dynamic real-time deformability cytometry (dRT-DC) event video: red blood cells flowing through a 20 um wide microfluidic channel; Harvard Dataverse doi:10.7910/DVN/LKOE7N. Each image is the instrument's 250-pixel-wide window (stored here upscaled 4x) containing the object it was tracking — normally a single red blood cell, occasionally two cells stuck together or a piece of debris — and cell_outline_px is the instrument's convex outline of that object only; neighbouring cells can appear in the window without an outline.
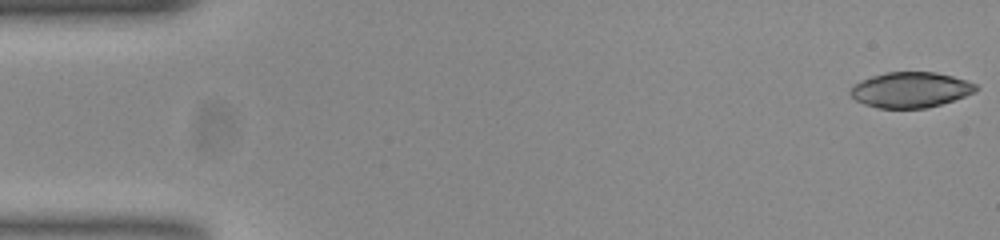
{"species": "common noctule bat (a hibernating species)", "species_latin": "Nyctalus noctula", "temperature_condition": "room temperature", "stored_images_in_passage": 53, "camera_frame_rate_fps": 3000, "um_per_image_px": 0.085, "animal": {"sex": "female", "body_mass_g": 23.0, "forearm_length_mm": 53.4}, "frame": {"image": 1, "passage_image": 1, "time_ms": 0.0, "image_size_px": [1000, 240], "cell_outline_px": [[980, 88], [976, 92], [928, 108], [876, 108], [864, 104], [856, 100], [848, 92], [852, 84], [860, 80], [884, 72], [936, 72], [952, 76], [976, 84]], "centroid_in_image_um": [77.36, 7.63], "position_along_channel_um": 7.6, "area_um2": 26.07}}
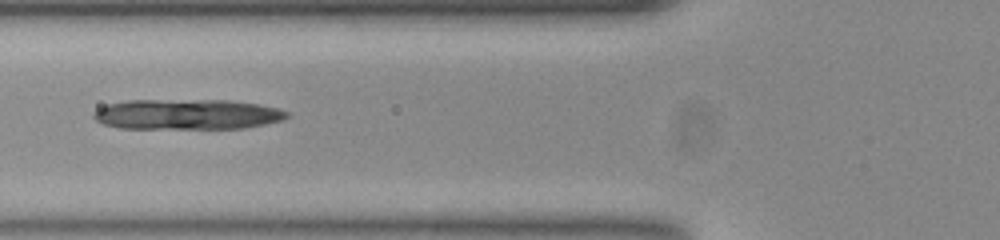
{"frame": {"image": 2, "passage_image": 20, "time_ms": 6.333, "image_size_px": [1000, 240], "cell_outline_px": [[288, 116], [284, 120], [244, 128], [120, 128], [104, 124], [96, 120], [92, 116], [92, 112], [108, 104], [128, 100], [228, 100], [260, 104], [276, 108], [288, 112]], "centroid_in_image_um": [15.9, 9.71], "position_along_channel_um": 109.9, "area_um2": 34.1}}
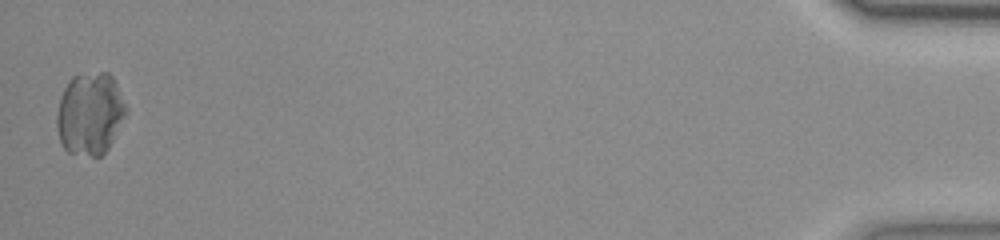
{"frame": {"image": 3, "passage_image": 53, "time_ms": 17.333, "image_size_px": [1000, 240], "cell_outline_px": [[128, 112], [108, 148], [100, 156], [92, 156], [68, 152], [64, 148], [60, 140], [56, 124], [56, 116], [60, 96], [68, 80], [72, 76], [80, 72], [108, 72], [112, 76], [128, 108]], "centroid_in_image_um": [7.64, 9.62], "position_along_channel_um": 427.6, "area_um2": 33.58}}